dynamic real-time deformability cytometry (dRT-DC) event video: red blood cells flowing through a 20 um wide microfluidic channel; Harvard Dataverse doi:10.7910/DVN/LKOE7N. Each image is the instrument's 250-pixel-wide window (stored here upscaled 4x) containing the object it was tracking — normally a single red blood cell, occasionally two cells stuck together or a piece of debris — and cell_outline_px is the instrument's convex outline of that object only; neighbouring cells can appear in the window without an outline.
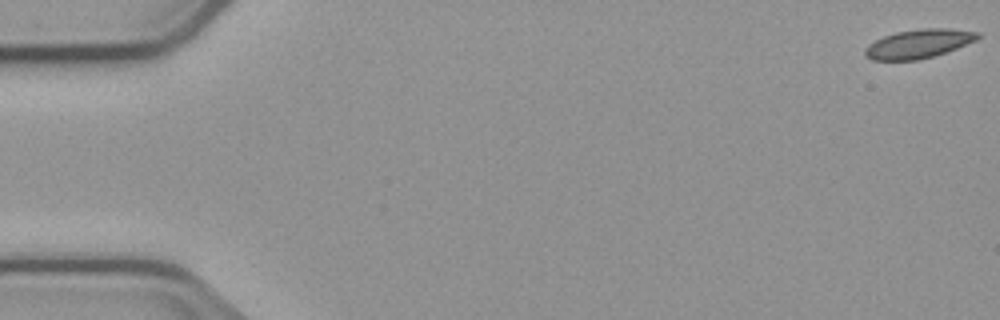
{"species": "common noctule bat (a hibernating species)", "species_latin": "Nyctalus noctula", "temperature_condition": "cold", "stored_images_in_passage": 10, "camera_frame_rate_fps": 3000, "um_per_image_px": 0.085, "animal": {"sex": "male", "body_mass_g": 23.1, "forearm_length_mm": 52.7}, "frame": {"image": 1, "passage_image": 1, "time_ms": 0.0, "image_size_px": [1000, 320], "cell_outline_px": [[980, 36], [976, 40], [956, 48], [932, 56], [916, 60], [872, 60], [864, 56], [864, 48], [868, 44], [884, 36], [896, 32], [920, 28], [948, 28], [980, 32]], "centroid_in_image_um": [78.05, 3.71], "position_along_channel_um": 7.0, "area_um2": 18.9}}
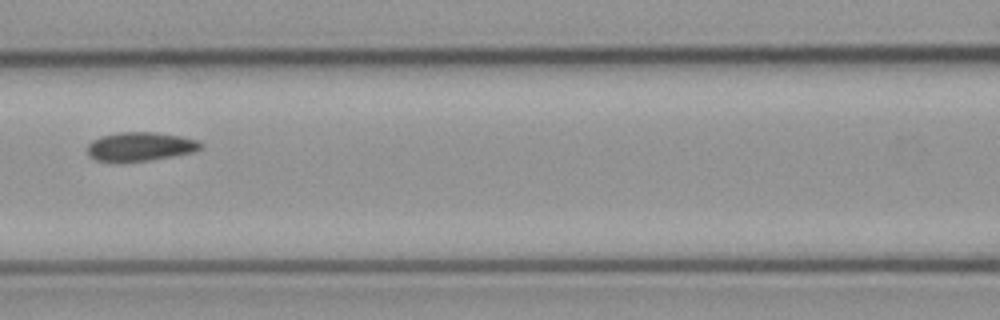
{"frame": {"image": 2, "passage_image": 7, "time_ms": 8.0, "image_size_px": [1000, 320], "cell_outline_px": [[204, 148], [196, 152], [152, 160], [120, 164], [116, 164], [96, 160], [88, 156], [88, 144], [92, 140], [100, 136], [120, 132], [156, 132], [180, 136], [200, 140], [204, 144]], "centroid_in_image_um": [11.94, 12.49], "position_along_channel_um": 154.7, "area_um2": 19.94}}
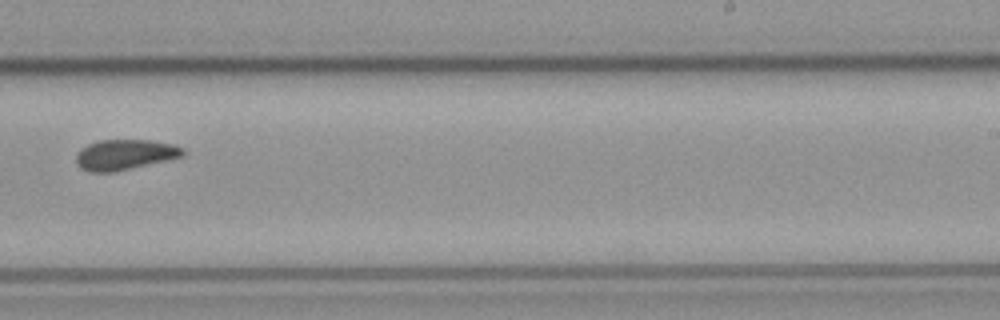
{"frame": {"image": 3, "passage_image": 10, "time_ms": 11.333, "image_size_px": [1000, 320], "cell_outline_px": [[184, 156], [116, 172], [88, 172], [80, 168], [76, 164], [76, 156], [80, 148], [96, 140], [148, 140], [176, 144], [184, 148]], "centroid_in_image_um": [10.6, 13.15], "position_along_channel_um": 278.4, "area_um2": 19.19}}